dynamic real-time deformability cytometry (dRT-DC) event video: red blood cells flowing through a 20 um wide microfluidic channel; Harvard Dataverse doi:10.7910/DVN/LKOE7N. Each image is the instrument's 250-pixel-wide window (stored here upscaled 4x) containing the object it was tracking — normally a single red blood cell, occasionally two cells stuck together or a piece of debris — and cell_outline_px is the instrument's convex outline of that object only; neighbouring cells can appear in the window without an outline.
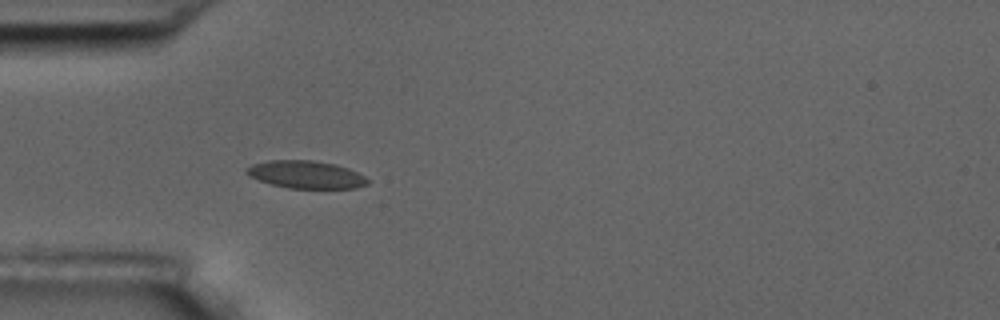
{"species": "common noctule bat (a hibernating species)", "species_latin": "Nyctalus noctula", "temperature_condition": "room temperature", "stored_images_in_passage": 5, "camera_frame_rate_fps": 3000, "um_per_image_px": 0.085, "animal": {"sex": "male", "body_mass_g": 17.5, "forearm_length_mm": 52.3}, "frame": {"image": 1, "passage_image": 5, "time_ms": 4.667, "image_size_px": [1000, 320], "cell_outline_px": [[368, 184], [356, 188], [288, 188], [272, 184], [248, 176], [244, 172], [244, 168], [252, 164], [268, 160], [312, 160], [336, 164], [348, 168], [364, 176], [368, 180]], "centroid_in_image_um": [25.97, 14.83], "position_along_channel_um": 59.0, "area_um2": 19.54}}